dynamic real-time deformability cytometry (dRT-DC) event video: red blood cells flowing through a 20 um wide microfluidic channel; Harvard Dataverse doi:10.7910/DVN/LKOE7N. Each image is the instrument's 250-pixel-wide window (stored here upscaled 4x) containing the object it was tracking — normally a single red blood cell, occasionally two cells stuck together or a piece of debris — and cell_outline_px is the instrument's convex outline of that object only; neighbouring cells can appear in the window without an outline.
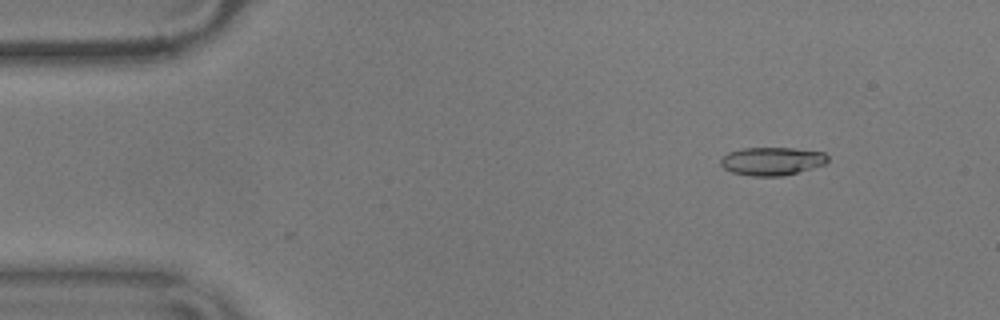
{"species": "common noctule bat (a hibernating species)", "species_latin": "Nyctalus noctula", "temperature_condition": "warm", "stored_images_in_passage": 29, "camera_frame_rate_fps": 3000, "um_per_image_px": 0.085, "animal": {"sex": "male", "body_mass_g": 17.9}, "frame": {"image": 1, "passage_image": 2, "time_ms": 0.333, "image_size_px": [1000, 320], "cell_outline_px": [[828, 160], [824, 164], [812, 168], [784, 176], [752, 176], [732, 172], [724, 168], [720, 164], [720, 160], [728, 152], [740, 148], [796, 148], [824, 152], [828, 156]], "centroid_in_image_um": [65.62, 13.69], "position_along_channel_um": 19.4, "area_um2": 17.63}}
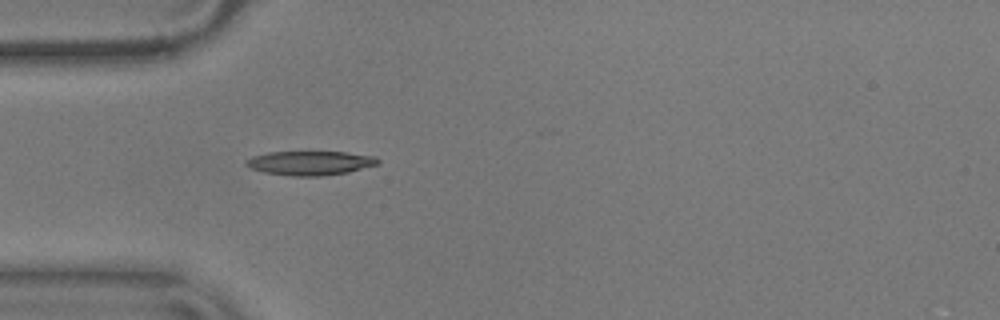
{"frame": {"image": 2, "passage_image": 12, "time_ms": 3.667, "image_size_px": [1000, 320], "cell_outline_px": [[380, 164], [348, 172], [320, 176], [292, 176], [264, 172], [252, 168], [244, 164], [244, 160], [252, 156], [268, 152], [344, 152], [376, 156], [380, 160]], "centroid_in_image_um": [26.37, 13.85], "position_along_channel_um": 58.6, "area_um2": 18.61}}